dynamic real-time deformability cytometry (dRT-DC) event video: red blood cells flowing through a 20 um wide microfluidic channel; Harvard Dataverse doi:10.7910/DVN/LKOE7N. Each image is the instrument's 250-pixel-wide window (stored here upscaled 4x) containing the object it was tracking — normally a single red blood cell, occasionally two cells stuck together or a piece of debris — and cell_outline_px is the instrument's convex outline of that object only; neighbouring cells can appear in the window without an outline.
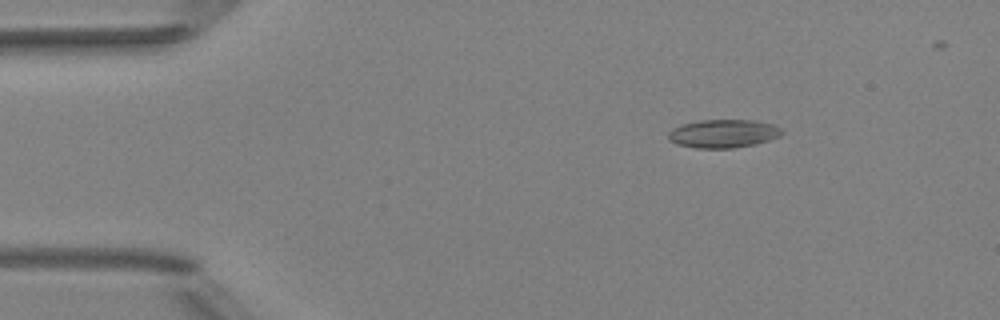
{"species": "Egyptian fruit bat (a non-hibernating species)", "species_latin": "Rousettus aegyptiacus", "temperature_condition": "room temperature", "stored_images_in_passage": 4, "camera_frame_rate_fps": 3000, "um_per_image_px": 0.085, "animal": {"sex": "female"}, "frame": {"image": 1, "passage_image": 1, "time_ms": 0.0, "image_size_px": [1000, 320], "cell_outline_px": [[784, 132], [780, 136], [756, 144], [732, 148], [696, 148], [676, 144], [668, 140], [668, 132], [672, 128], [680, 124], [700, 120], [756, 120], [776, 124]], "centroid_in_image_um": [61.47, 11.35], "position_along_channel_um": 23.5, "area_um2": 19.02}}